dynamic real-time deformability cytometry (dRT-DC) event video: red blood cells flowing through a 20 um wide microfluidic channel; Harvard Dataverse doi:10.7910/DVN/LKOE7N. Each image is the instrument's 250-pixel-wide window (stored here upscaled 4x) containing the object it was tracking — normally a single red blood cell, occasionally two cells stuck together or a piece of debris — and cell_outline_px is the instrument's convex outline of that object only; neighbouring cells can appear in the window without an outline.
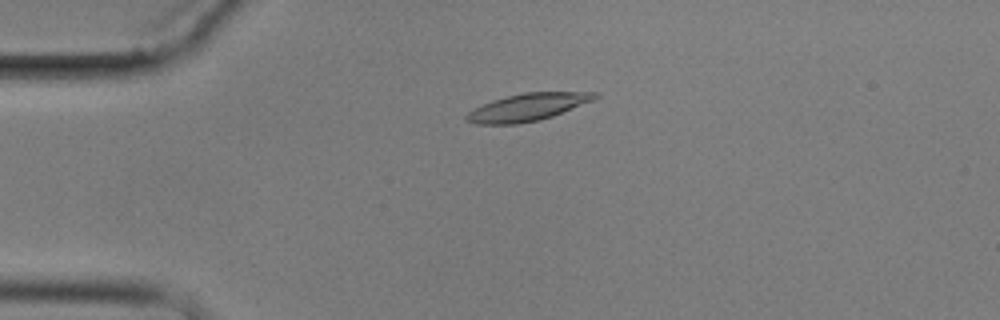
{"species": "common noctule bat (a hibernating species)", "species_latin": "Nyctalus noctula", "temperature_condition": "cold", "stored_images_in_passage": 5, "camera_frame_rate_fps": 3000, "um_per_image_px": 0.085, "animal": {"sex": "male", "body_mass_g": 17.9}, "frame": {"image": 1, "passage_image": 5, "time_ms": 4.333, "image_size_px": [1000, 320], "cell_outline_px": [[600, 96], [592, 100], [552, 116], [540, 120], [516, 124], [476, 124], [464, 120], [464, 116], [472, 108], [492, 100], [524, 92], [600, 92]], "centroid_in_image_um": [44.79, 9.11], "position_along_channel_um": 40.2, "area_um2": 20.46}}